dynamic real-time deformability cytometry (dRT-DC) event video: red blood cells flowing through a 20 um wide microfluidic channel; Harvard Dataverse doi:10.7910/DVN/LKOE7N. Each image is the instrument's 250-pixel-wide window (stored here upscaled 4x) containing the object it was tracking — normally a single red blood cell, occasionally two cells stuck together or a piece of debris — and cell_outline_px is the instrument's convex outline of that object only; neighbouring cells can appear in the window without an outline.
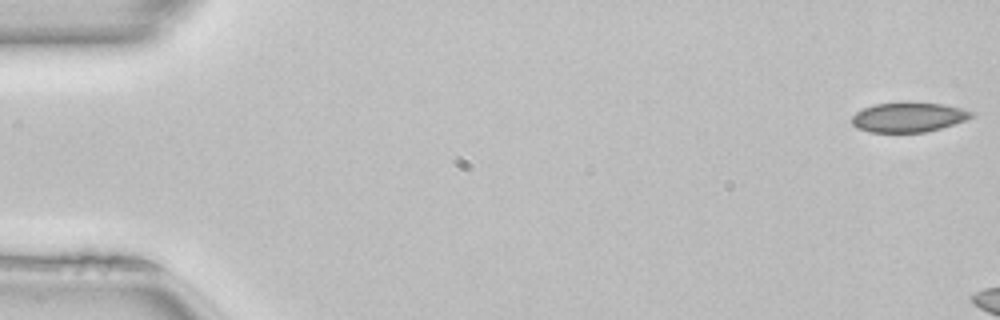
{"species": "common noctule bat (a hibernating species)", "species_latin": "Nyctalus noctula", "temperature_condition": "room temperature", "stored_images_in_passage": 6, "camera_frame_rate_fps": 3000, "um_per_image_px": 0.085, "animal": {"sex": "female", "body_mass_g": 22.7, "forearm_length_mm": 54.2}, "frame": {"image": 1, "passage_image": 1, "time_ms": 0.0, "image_size_px": [1000, 320], "cell_outline_px": [[972, 116], [964, 120], [940, 128], [924, 132], [868, 132], [856, 128], [852, 124], [852, 116], [856, 112], [864, 108], [876, 104], [900, 100], [908, 100], [940, 104], [960, 108], [972, 112]], "centroid_in_image_um": [77.14, 9.93], "position_along_channel_um": 7.9, "area_um2": 20.92}}